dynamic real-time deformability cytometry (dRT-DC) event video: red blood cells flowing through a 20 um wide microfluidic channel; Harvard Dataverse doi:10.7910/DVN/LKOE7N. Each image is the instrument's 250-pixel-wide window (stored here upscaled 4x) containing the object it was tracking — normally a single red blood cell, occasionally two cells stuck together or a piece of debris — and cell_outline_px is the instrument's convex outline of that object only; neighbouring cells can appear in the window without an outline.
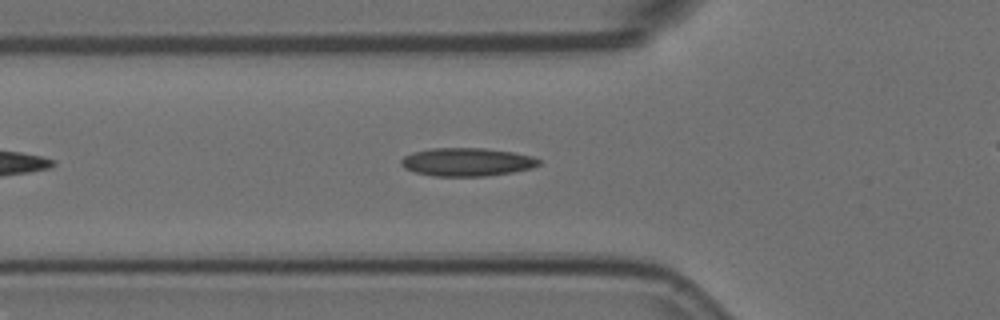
{"species": "Egyptian fruit bat (a non-hibernating species)", "species_latin": "Rousettus aegyptiacus", "temperature_condition": "room temperature", "stored_images_in_passage": 19, "camera_frame_rate_fps": 3000, "um_per_image_px": 0.085, "animal": {"sex": "female"}, "frame": {"image": 1, "passage_image": 8, "time_ms": 2.333, "image_size_px": [1000, 320], "cell_outline_px": [[540, 164], [532, 168], [512, 172], [484, 176], [432, 176], [416, 172], [404, 168], [400, 164], [400, 160], [404, 156], [412, 152], [428, 148], [484, 148], [512, 152], [532, 156], [540, 160]], "centroid_in_image_um": [39.65, 13.76], "position_along_channel_um": 86.1, "area_um2": 22.72}}
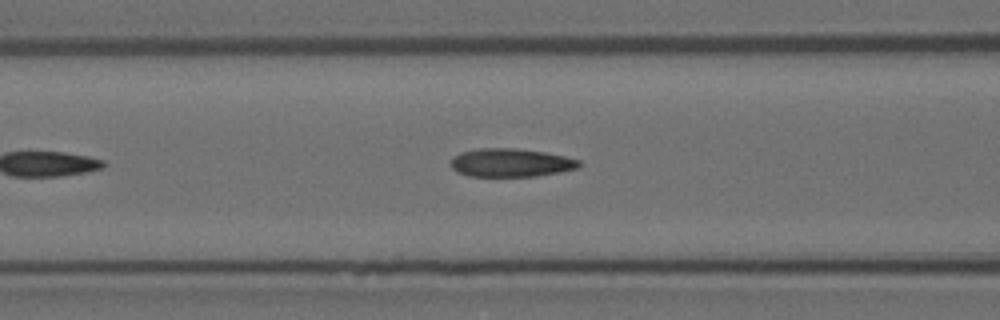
{"frame": {"image": 2, "passage_image": 11, "time_ms": 3.333, "image_size_px": [1000, 320], "cell_outline_px": [[584, 164], [580, 168], [560, 172], [536, 176], [468, 176], [456, 172], [452, 168], [452, 156], [460, 152], [476, 148], [516, 148], [544, 152], [564, 156], [580, 160]], "centroid_in_image_um": [43.44, 13.83], "position_along_channel_um": 123.2, "area_um2": 21.44}}
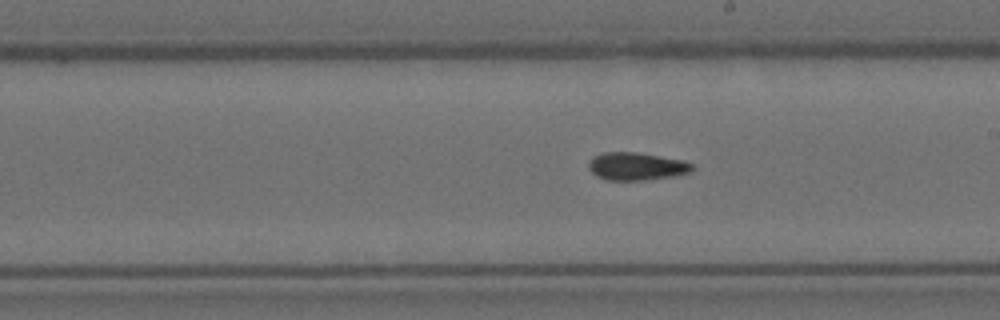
{"frame": {"image": 3, "passage_image": 17, "time_ms": 5.333, "image_size_px": [1000, 320], "cell_outline_px": [[692, 172], [672, 176], [648, 180], [608, 180], [596, 176], [588, 168], [588, 160], [592, 156], [604, 152], [636, 152], [680, 160], [692, 164]], "centroid_in_image_um": [54.03, 14.14], "position_along_channel_um": 235.0, "area_um2": 16.7}}